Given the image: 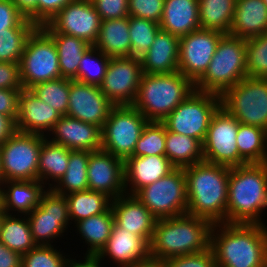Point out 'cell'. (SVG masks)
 <instances>
[{"label":"cell","instance_id":"6da1fadb","mask_svg":"<svg viewBox=\"0 0 267 267\" xmlns=\"http://www.w3.org/2000/svg\"><path fill=\"white\" fill-rule=\"evenodd\" d=\"M213 224L210 247L216 267H267V226Z\"/></svg>","mask_w":267,"mask_h":267},{"label":"cell","instance_id":"7a4b0ae2","mask_svg":"<svg viewBox=\"0 0 267 267\" xmlns=\"http://www.w3.org/2000/svg\"><path fill=\"white\" fill-rule=\"evenodd\" d=\"M187 214L212 224L226 223L230 167L202 161L184 168Z\"/></svg>","mask_w":267,"mask_h":267},{"label":"cell","instance_id":"3957f363","mask_svg":"<svg viewBox=\"0 0 267 267\" xmlns=\"http://www.w3.org/2000/svg\"><path fill=\"white\" fill-rule=\"evenodd\" d=\"M267 208V170L262 163L230 168L226 223L265 225L260 218Z\"/></svg>","mask_w":267,"mask_h":267},{"label":"cell","instance_id":"277c9868","mask_svg":"<svg viewBox=\"0 0 267 267\" xmlns=\"http://www.w3.org/2000/svg\"><path fill=\"white\" fill-rule=\"evenodd\" d=\"M213 224L190 214L157 219L150 242V257L166 260L210 248Z\"/></svg>","mask_w":267,"mask_h":267},{"label":"cell","instance_id":"5b68a950","mask_svg":"<svg viewBox=\"0 0 267 267\" xmlns=\"http://www.w3.org/2000/svg\"><path fill=\"white\" fill-rule=\"evenodd\" d=\"M194 91L195 84L179 71L169 74L143 73L133 106L148 121L162 122Z\"/></svg>","mask_w":267,"mask_h":267},{"label":"cell","instance_id":"8992f818","mask_svg":"<svg viewBox=\"0 0 267 267\" xmlns=\"http://www.w3.org/2000/svg\"><path fill=\"white\" fill-rule=\"evenodd\" d=\"M246 77V39L224 35L207 71L195 83V90L221 96Z\"/></svg>","mask_w":267,"mask_h":267},{"label":"cell","instance_id":"52a82bcc","mask_svg":"<svg viewBox=\"0 0 267 267\" xmlns=\"http://www.w3.org/2000/svg\"><path fill=\"white\" fill-rule=\"evenodd\" d=\"M220 98L221 106L239 123L267 131V78H243Z\"/></svg>","mask_w":267,"mask_h":267},{"label":"cell","instance_id":"ba28073f","mask_svg":"<svg viewBox=\"0 0 267 267\" xmlns=\"http://www.w3.org/2000/svg\"><path fill=\"white\" fill-rule=\"evenodd\" d=\"M19 71L23 89L61 77L56 45L41 27L28 37Z\"/></svg>","mask_w":267,"mask_h":267},{"label":"cell","instance_id":"9c48e42d","mask_svg":"<svg viewBox=\"0 0 267 267\" xmlns=\"http://www.w3.org/2000/svg\"><path fill=\"white\" fill-rule=\"evenodd\" d=\"M221 106L220 95L194 91L162 122L168 131L205 140L213 114Z\"/></svg>","mask_w":267,"mask_h":267},{"label":"cell","instance_id":"30bf717a","mask_svg":"<svg viewBox=\"0 0 267 267\" xmlns=\"http://www.w3.org/2000/svg\"><path fill=\"white\" fill-rule=\"evenodd\" d=\"M46 136L15 131L1 144L4 181L38 180L39 154Z\"/></svg>","mask_w":267,"mask_h":267},{"label":"cell","instance_id":"8fae6325","mask_svg":"<svg viewBox=\"0 0 267 267\" xmlns=\"http://www.w3.org/2000/svg\"><path fill=\"white\" fill-rule=\"evenodd\" d=\"M134 195L157 219L186 214L188 202L184 168H175Z\"/></svg>","mask_w":267,"mask_h":267},{"label":"cell","instance_id":"7c38bea8","mask_svg":"<svg viewBox=\"0 0 267 267\" xmlns=\"http://www.w3.org/2000/svg\"><path fill=\"white\" fill-rule=\"evenodd\" d=\"M148 120L133 106H114L102 128V149L125 161Z\"/></svg>","mask_w":267,"mask_h":267},{"label":"cell","instance_id":"4fadbf2b","mask_svg":"<svg viewBox=\"0 0 267 267\" xmlns=\"http://www.w3.org/2000/svg\"><path fill=\"white\" fill-rule=\"evenodd\" d=\"M238 129L237 119L220 106L211 118L202 143L204 161L230 168L246 165L236 144Z\"/></svg>","mask_w":267,"mask_h":267},{"label":"cell","instance_id":"5bb4252c","mask_svg":"<svg viewBox=\"0 0 267 267\" xmlns=\"http://www.w3.org/2000/svg\"><path fill=\"white\" fill-rule=\"evenodd\" d=\"M26 217L34 242L37 245H51V239L63 235L69 226V209L65 195L47 188L41 196L39 205Z\"/></svg>","mask_w":267,"mask_h":267},{"label":"cell","instance_id":"9a60e30c","mask_svg":"<svg viewBox=\"0 0 267 267\" xmlns=\"http://www.w3.org/2000/svg\"><path fill=\"white\" fill-rule=\"evenodd\" d=\"M101 21L91 0H73L41 28L46 33L75 36L93 46L98 38Z\"/></svg>","mask_w":267,"mask_h":267},{"label":"cell","instance_id":"2e32d148","mask_svg":"<svg viewBox=\"0 0 267 267\" xmlns=\"http://www.w3.org/2000/svg\"><path fill=\"white\" fill-rule=\"evenodd\" d=\"M221 32L199 29L180 38L179 41V72L194 84L207 71L215 54Z\"/></svg>","mask_w":267,"mask_h":267},{"label":"cell","instance_id":"e0dca14e","mask_svg":"<svg viewBox=\"0 0 267 267\" xmlns=\"http://www.w3.org/2000/svg\"><path fill=\"white\" fill-rule=\"evenodd\" d=\"M142 74L140 58H110L101 91L114 106L133 105Z\"/></svg>","mask_w":267,"mask_h":267},{"label":"cell","instance_id":"ac0fdd59","mask_svg":"<svg viewBox=\"0 0 267 267\" xmlns=\"http://www.w3.org/2000/svg\"><path fill=\"white\" fill-rule=\"evenodd\" d=\"M87 178L88 189L112 200L126 194L124 161L103 149L89 151Z\"/></svg>","mask_w":267,"mask_h":267},{"label":"cell","instance_id":"d6986e66","mask_svg":"<svg viewBox=\"0 0 267 267\" xmlns=\"http://www.w3.org/2000/svg\"><path fill=\"white\" fill-rule=\"evenodd\" d=\"M113 107L100 86L70 79L67 116L103 128Z\"/></svg>","mask_w":267,"mask_h":267},{"label":"cell","instance_id":"ffe728a7","mask_svg":"<svg viewBox=\"0 0 267 267\" xmlns=\"http://www.w3.org/2000/svg\"><path fill=\"white\" fill-rule=\"evenodd\" d=\"M50 133L54 137L47 139L50 142L63 145L70 150L96 151L102 149V128L69 117L67 115L54 124ZM51 138V139H50Z\"/></svg>","mask_w":267,"mask_h":267},{"label":"cell","instance_id":"44dd1931","mask_svg":"<svg viewBox=\"0 0 267 267\" xmlns=\"http://www.w3.org/2000/svg\"><path fill=\"white\" fill-rule=\"evenodd\" d=\"M61 114L35 96L30 89H22L19 96L16 131L48 136ZM44 132H47L46 134Z\"/></svg>","mask_w":267,"mask_h":267},{"label":"cell","instance_id":"7402d4cb","mask_svg":"<svg viewBox=\"0 0 267 267\" xmlns=\"http://www.w3.org/2000/svg\"><path fill=\"white\" fill-rule=\"evenodd\" d=\"M114 222L121 228L144 238L149 244L157 218L135 196L124 194L111 202Z\"/></svg>","mask_w":267,"mask_h":267},{"label":"cell","instance_id":"603a6c76","mask_svg":"<svg viewBox=\"0 0 267 267\" xmlns=\"http://www.w3.org/2000/svg\"><path fill=\"white\" fill-rule=\"evenodd\" d=\"M107 256L118 265L117 267H129L150 257V244L114 222L105 247L97 255L101 260Z\"/></svg>","mask_w":267,"mask_h":267},{"label":"cell","instance_id":"cb8c5ba5","mask_svg":"<svg viewBox=\"0 0 267 267\" xmlns=\"http://www.w3.org/2000/svg\"><path fill=\"white\" fill-rule=\"evenodd\" d=\"M175 168L165 155H132L124 161L126 194L134 195L144 186L168 175Z\"/></svg>","mask_w":267,"mask_h":267},{"label":"cell","instance_id":"d4e9b609","mask_svg":"<svg viewBox=\"0 0 267 267\" xmlns=\"http://www.w3.org/2000/svg\"><path fill=\"white\" fill-rule=\"evenodd\" d=\"M179 41V37L160 29L151 47L140 57L142 72L169 74L179 71Z\"/></svg>","mask_w":267,"mask_h":267},{"label":"cell","instance_id":"484cf974","mask_svg":"<svg viewBox=\"0 0 267 267\" xmlns=\"http://www.w3.org/2000/svg\"><path fill=\"white\" fill-rule=\"evenodd\" d=\"M44 188L39 180L4 181L0 188L1 209L9 215L10 211H18L26 216L39 205Z\"/></svg>","mask_w":267,"mask_h":267},{"label":"cell","instance_id":"4316f807","mask_svg":"<svg viewBox=\"0 0 267 267\" xmlns=\"http://www.w3.org/2000/svg\"><path fill=\"white\" fill-rule=\"evenodd\" d=\"M161 30L179 38L200 29L199 0H164Z\"/></svg>","mask_w":267,"mask_h":267},{"label":"cell","instance_id":"83f0119b","mask_svg":"<svg viewBox=\"0 0 267 267\" xmlns=\"http://www.w3.org/2000/svg\"><path fill=\"white\" fill-rule=\"evenodd\" d=\"M267 32V6L262 0H236L229 35L250 39Z\"/></svg>","mask_w":267,"mask_h":267},{"label":"cell","instance_id":"f1b7e54d","mask_svg":"<svg viewBox=\"0 0 267 267\" xmlns=\"http://www.w3.org/2000/svg\"><path fill=\"white\" fill-rule=\"evenodd\" d=\"M93 46L110 58L131 57L129 16L102 20Z\"/></svg>","mask_w":267,"mask_h":267},{"label":"cell","instance_id":"f546056e","mask_svg":"<svg viewBox=\"0 0 267 267\" xmlns=\"http://www.w3.org/2000/svg\"><path fill=\"white\" fill-rule=\"evenodd\" d=\"M165 156L176 168H185L204 161L201 141L168 131L165 126Z\"/></svg>","mask_w":267,"mask_h":267},{"label":"cell","instance_id":"4dcf8cb0","mask_svg":"<svg viewBox=\"0 0 267 267\" xmlns=\"http://www.w3.org/2000/svg\"><path fill=\"white\" fill-rule=\"evenodd\" d=\"M54 41L61 77L78 81V67L83 54L91 47L85 40L63 33H47Z\"/></svg>","mask_w":267,"mask_h":267},{"label":"cell","instance_id":"1f68e13d","mask_svg":"<svg viewBox=\"0 0 267 267\" xmlns=\"http://www.w3.org/2000/svg\"><path fill=\"white\" fill-rule=\"evenodd\" d=\"M113 224L114 215L111 207L102 214L92 215L76 223L82 240L88 244L85 255L97 256L100 253L111 235Z\"/></svg>","mask_w":267,"mask_h":267},{"label":"cell","instance_id":"d6a6232c","mask_svg":"<svg viewBox=\"0 0 267 267\" xmlns=\"http://www.w3.org/2000/svg\"><path fill=\"white\" fill-rule=\"evenodd\" d=\"M236 0H199L200 29H208L229 35Z\"/></svg>","mask_w":267,"mask_h":267},{"label":"cell","instance_id":"836d02e7","mask_svg":"<svg viewBox=\"0 0 267 267\" xmlns=\"http://www.w3.org/2000/svg\"><path fill=\"white\" fill-rule=\"evenodd\" d=\"M89 151L70 150V157L66 173L58 180L57 184H49L55 193L67 195L88 189V169Z\"/></svg>","mask_w":267,"mask_h":267},{"label":"cell","instance_id":"e575fe53","mask_svg":"<svg viewBox=\"0 0 267 267\" xmlns=\"http://www.w3.org/2000/svg\"><path fill=\"white\" fill-rule=\"evenodd\" d=\"M70 157V149L53 142L47 138L43 141L38 165V180L46 185L52 179L56 184L66 173ZM45 181V183H44Z\"/></svg>","mask_w":267,"mask_h":267},{"label":"cell","instance_id":"d590c367","mask_svg":"<svg viewBox=\"0 0 267 267\" xmlns=\"http://www.w3.org/2000/svg\"><path fill=\"white\" fill-rule=\"evenodd\" d=\"M4 213L0 230V242L16 253L24 255L37 244L32 238L28 218Z\"/></svg>","mask_w":267,"mask_h":267},{"label":"cell","instance_id":"8d00e7d4","mask_svg":"<svg viewBox=\"0 0 267 267\" xmlns=\"http://www.w3.org/2000/svg\"><path fill=\"white\" fill-rule=\"evenodd\" d=\"M68 202L69 219L78 221L87 219L92 215H99L111 207L112 199L104 193L90 189L72 192L65 195Z\"/></svg>","mask_w":267,"mask_h":267},{"label":"cell","instance_id":"74e56055","mask_svg":"<svg viewBox=\"0 0 267 267\" xmlns=\"http://www.w3.org/2000/svg\"><path fill=\"white\" fill-rule=\"evenodd\" d=\"M239 156L248 163H263L267 149V131L239 123L236 136Z\"/></svg>","mask_w":267,"mask_h":267},{"label":"cell","instance_id":"f35d334b","mask_svg":"<svg viewBox=\"0 0 267 267\" xmlns=\"http://www.w3.org/2000/svg\"><path fill=\"white\" fill-rule=\"evenodd\" d=\"M31 92L62 116L67 114L69 104L70 79L57 78L41 82L30 88Z\"/></svg>","mask_w":267,"mask_h":267},{"label":"cell","instance_id":"ab89813d","mask_svg":"<svg viewBox=\"0 0 267 267\" xmlns=\"http://www.w3.org/2000/svg\"><path fill=\"white\" fill-rule=\"evenodd\" d=\"M96 56V57H95ZM110 57L91 46L82 56L78 67V81L100 86L107 71Z\"/></svg>","mask_w":267,"mask_h":267},{"label":"cell","instance_id":"60d3db41","mask_svg":"<svg viewBox=\"0 0 267 267\" xmlns=\"http://www.w3.org/2000/svg\"><path fill=\"white\" fill-rule=\"evenodd\" d=\"M160 29L155 21L129 16L131 57L140 58L151 47Z\"/></svg>","mask_w":267,"mask_h":267},{"label":"cell","instance_id":"b9f144b4","mask_svg":"<svg viewBox=\"0 0 267 267\" xmlns=\"http://www.w3.org/2000/svg\"><path fill=\"white\" fill-rule=\"evenodd\" d=\"M36 28L0 30V62L19 63L28 37Z\"/></svg>","mask_w":267,"mask_h":267},{"label":"cell","instance_id":"7bdbcfd3","mask_svg":"<svg viewBox=\"0 0 267 267\" xmlns=\"http://www.w3.org/2000/svg\"><path fill=\"white\" fill-rule=\"evenodd\" d=\"M132 155H165V125L163 122H147Z\"/></svg>","mask_w":267,"mask_h":267},{"label":"cell","instance_id":"ee69618b","mask_svg":"<svg viewBox=\"0 0 267 267\" xmlns=\"http://www.w3.org/2000/svg\"><path fill=\"white\" fill-rule=\"evenodd\" d=\"M246 68L248 77L267 78V32L246 39Z\"/></svg>","mask_w":267,"mask_h":267},{"label":"cell","instance_id":"f6af8a7d","mask_svg":"<svg viewBox=\"0 0 267 267\" xmlns=\"http://www.w3.org/2000/svg\"><path fill=\"white\" fill-rule=\"evenodd\" d=\"M68 261L52 245H36L22 256V267H68Z\"/></svg>","mask_w":267,"mask_h":267},{"label":"cell","instance_id":"bcb514c9","mask_svg":"<svg viewBox=\"0 0 267 267\" xmlns=\"http://www.w3.org/2000/svg\"><path fill=\"white\" fill-rule=\"evenodd\" d=\"M7 28H37L14 5L12 0H0V30Z\"/></svg>","mask_w":267,"mask_h":267},{"label":"cell","instance_id":"7dc6e473","mask_svg":"<svg viewBox=\"0 0 267 267\" xmlns=\"http://www.w3.org/2000/svg\"><path fill=\"white\" fill-rule=\"evenodd\" d=\"M164 0H128L129 16H135L160 23Z\"/></svg>","mask_w":267,"mask_h":267},{"label":"cell","instance_id":"c3c4849f","mask_svg":"<svg viewBox=\"0 0 267 267\" xmlns=\"http://www.w3.org/2000/svg\"><path fill=\"white\" fill-rule=\"evenodd\" d=\"M166 267H216L211 247L203 252L175 256L165 260Z\"/></svg>","mask_w":267,"mask_h":267},{"label":"cell","instance_id":"681fc988","mask_svg":"<svg viewBox=\"0 0 267 267\" xmlns=\"http://www.w3.org/2000/svg\"><path fill=\"white\" fill-rule=\"evenodd\" d=\"M101 20L128 17V0H91Z\"/></svg>","mask_w":267,"mask_h":267},{"label":"cell","instance_id":"f907efd6","mask_svg":"<svg viewBox=\"0 0 267 267\" xmlns=\"http://www.w3.org/2000/svg\"><path fill=\"white\" fill-rule=\"evenodd\" d=\"M0 89L22 90L19 63L0 62Z\"/></svg>","mask_w":267,"mask_h":267},{"label":"cell","instance_id":"816d5d0a","mask_svg":"<svg viewBox=\"0 0 267 267\" xmlns=\"http://www.w3.org/2000/svg\"><path fill=\"white\" fill-rule=\"evenodd\" d=\"M73 0H37V27L47 24Z\"/></svg>","mask_w":267,"mask_h":267},{"label":"cell","instance_id":"f5cc1de1","mask_svg":"<svg viewBox=\"0 0 267 267\" xmlns=\"http://www.w3.org/2000/svg\"><path fill=\"white\" fill-rule=\"evenodd\" d=\"M22 90L0 89V113L10 117L14 122L17 119L19 96Z\"/></svg>","mask_w":267,"mask_h":267},{"label":"cell","instance_id":"db71d44e","mask_svg":"<svg viewBox=\"0 0 267 267\" xmlns=\"http://www.w3.org/2000/svg\"><path fill=\"white\" fill-rule=\"evenodd\" d=\"M22 256L0 242V267H22Z\"/></svg>","mask_w":267,"mask_h":267},{"label":"cell","instance_id":"11a10c76","mask_svg":"<svg viewBox=\"0 0 267 267\" xmlns=\"http://www.w3.org/2000/svg\"><path fill=\"white\" fill-rule=\"evenodd\" d=\"M17 9L37 26V0H12Z\"/></svg>","mask_w":267,"mask_h":267},{"label":"cell","instance_id":"9f6ffc18","mask_svg":"<svg viewBox=\"0 0 267 267\" xmlns=\"http://www.w3.org/2000/svg\"><path fill=\"white\" fill-rule=\"evenodd\" d=\"M16 131L15 122L0 113V144L6 141Z\"/></svg>","mask_w":267,"mask_h":267},{"label":"cell","instance_id":"6f0895ef","mask_svg":"<svg viewBox=\"0 0 267 267\" xmlns=\"http://www.w3.org/2000/svg\"><path fill=\"white\" fill-rule=\"evenodd\" d=\"M85 260L82 262L75 260V259H69L68 261V267H103L101 266V259L99 257L94 255H85Z\"/></svg>","mask_w":267,"mask_h":267},{"label":"cell","instance_id":"680465c9","mask_svg":"<svg viewBox=\"0 0 267 267\" xmlns=\"http://www.w3.org/2000/svg\"><path fill=\"white\" fill-rule=\"evenodd\" d=\"M129 267H166V264L165 260L149 257L142 261H138Z\"/></svg>","mask_w":267,"mask_h":267},{"label":"cell","instance_id":"91938a15","mask_svg":"<svg viewBox=\"0 0 267 267\" xmlns=\"http://www.w3.org/2000/svg\"><path fill=\"white\" fill-rule=\"evenodd\" d=\"M3 182H4V180H3V175L1 172V144H0V188H1Z\"/></svg>","mask_w":267,"mask_h":267},{"label":"cell","instance_id":"94428289","mask_svg":"<svg viewBox=\"0 0 267 267\" xmlns=\"http://www.w3.org/2000/svg\"><path fill=\"white\" fill-rule=\"evenodd\" d=\"M5 212L0 208V230H1V225H2V219H3V214Z\"/></svg>","mask_w":267,"mask_h":267},{"label":"cell","instance_id":"6125c7cd","mask_svg":"<svg viewBox=\"0 0 267 267\" xmlns=\"http://www.w3.org/2000/svg\"><path fill=\"white\" fill-rule=\"evenodd\" d=\"M262 164L265 166V168L267 170V149H266V156H265L264 162Z\"/></svg>","mask_w":267,"mask_h":267},{"label":"cell","instance_id":"be15d7a7","mask_svg":"<svg viewBox=\"0 0 267 267\" xmlns=\"http://www.w3.org/2000/svg\"><path fill=\"white\" fill-rule=\"evenodd\" d=\"M264 3H265V5L267 6V0H262Z\"/></svg>","mask_w":267,"mask_h":267}]
</instances>
